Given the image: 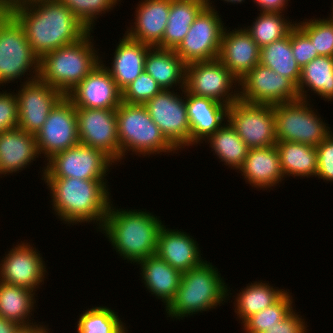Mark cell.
Here are the masks:
<instances>
[{"mask_svg": "<svg viewBox=\"0 0 333 333\" xmlns=\"http://www.w3.org/2000/svg\"><path fill=\"white\" fill-rule=\"evenodd\" d=\"M7 12L22 26L39 59L52 50L79 41L89 32L70 8L57 0L11 7Z\"/></svg>", "mask_w": 333, "mask_h": 333, "instance_id": "cell-1", "label": "cell"}, {"mask_svg": "<svg viewBox=\"0 0 333 333\" xmlns=\"http://www.w3.org/2000/svg\"><path fill=\"white\" fill-rule=\"evenodd\" d=\"M50 190L52 210L67 226L97 224L98 232L112 203L108 180L42 178Z\"/></svg>", "mask_w": 333, "mask_h": 333, "instance_id": "cell-2", "label": "cell"}, {"mask_svg": "<svg viewBox=\"0 0 333 333\" xmlns=\"http://www.w3.org/2000/svg\"><path fill=\"white\" fill-rule=\"evenodd\" d=\"M164 223L160 216L144 209H123L109 206L102 228L112 249L126 263L137 264L139 261L156 253L158 234Z\"/></svg>", "mask_w": 333, "mask_h": 333, "instance_id": "cell-3", "label": "cell"}, {"mask_svg": "<svg viewBox=\"0 0 333 333\" xmlns=\"http://www.w3.org/2000/svg\"><path fill=\"white\" fill-rule=\"evenodd\" d=\"M228 284L212 262L182 273L174 300L165 309L166 317L174 321L198 313L209 312L228 301Z\"/></svg>", "mask_w": 333, "mask_h": 333, "instance_id": "cell-4", "label": "cell"}, {"mask_svg": "<svg viewBox=\"0 0 333 333\" xmlns=\"http://www.w3.org/2000/svg\"><path fill=\"white\" fill-rule=\"evenodd\" d=\"M89 31L79 41L44 54L39 60L38 78L66 95L100 62L101 55Z\"/></svg>", "mask_w": 333, "mask_h": 333, "instance_id": "cell-5", "label": "cell"}, {"mask_svg": "<svg viewBox=\"0 0 333 333\" xmlns=\"http://www.w3.org/2000/svg\"><path fill=\"white\" fill-rule=\"evenodd\" d=\"M116 118L120 164L124 163L122 160H125V155L130 152L131 155L145 158L154 154H178L179 151L161 133L144 105L127 104L122 101L116 109Z\"/></svg>", "mask_w": 333, "mask_h": 333, "instance_id": "cell-6", "label": "cell"}, {"mask_svg": "<svg viewBox=\"0 0 333 333\" xmlns=\"http://www.w3.org/2000/svg\"><path fill=\"white\" fill-rule=\"evenodd\" d=\"M39 60L22 26L9 12L0 11V88L16 79L21 84L38 79Z\"/></svg>", "mask_w": 333, "mask_h": 333, "instance_id": "cell-7", "label": "cell"}, {"mask_svg": "<svg viewBox=\"0 0 333 333\" xmlns=\"http://www.w3.org/2000/svg\"><path fill=\"white\" fill-rule=\"evenodd\" d=\"M311 100H301L273 105L277 142L290 141L317 147L331 133Z\"/></svg>", "mask_w": 333, "mask_h": 333, "instance_id": "cell-8", "label": "cell"}, {"mask_svg": "<svg viewBox=\"0 0 333 333\" xmlns=\"http://www.w3.org/2000/svg\"><path fill=\"white\" fill-rule=\"evenodd\" d=\"M43 166L42 178H77L107 180L110 170L117 163L104 151L78 144L49 158ZM108 172V173H107Z\"/></svg>", "mask_w": 333, "mask_h": 333, "instance_id": "cell-9", "label": "cell"}, {"mask_svg": "<svg viewBox=\"0 0 333 333\" xmlns=\"http://www.w3.org/2000/svg\"><path fill=\"white\" fill-rule=\"evenodd\" d=\"M206 3L207 6L198 14L186 36L174 50L186 65L215 60L219 56L222 35L226 26L214 1L206 0Z\"/></svg>", "mask_w": 333, "mask_h": 333, "instance_id": "cell-10", "label": "cell"}, {"mask_svg": "<svg viewBox=\"0 0 333 333\" xmlns=\"http://www.w3.org/2000/svg\"><path fill=\"white\" fill-rule=\"evenodd\" d=\"M184 90L227 106L239 100V80L219 59L187 64Z\"/></svg>", "mask_w": 333, "mask_h": 333, "instance_id": "cell-11", "label": "cell"}, {"mask_svg": "<svg viewBox=\"0 0 333 333\" xmlns=\"http://www.w3.org/2000/svg\"><path fill=\"white\" fill-rule=\"evenodd\" d=\"M161 90L144 104L149 116L165 138L178 150L191 148V130L185 90ZM183 98V99H182Z\"/></svg>", "mask_w": 333, "mask_h": 333, "instance_id": "cell-12", "label": "cell"}, {"mask_svg": "<svg viewBox=\"0 0 333 333\" xmlns=\"http://www.w3.org/2000/svg\"><path fill=\"white\" fill-rule=\"evenodd\" d=\"M227 121L249 149L277 143L271 105L250 104L239 99L228 106Z\"/></svg>", "mask_w": 333, "mask_h": 333, "instance_id": "cell-13", "label": "cell"}, {"mask_svg": "<svg viewBox=\"0 0 333 333\" xmlns=\"http://www.w3.org/2000/svg\"><path fill=\"white\" fill-rule=\"evenodd\" d=\"M239 99L273 106L300 98L297 86L290 79L259 63L239 81Z\"/></svg>", "mask_w": 333, "mask_h": 333, "instance_id": "cell-14", "label": "cell"}, {"mask_svg": "<svg viewBox=\"0 0 333 333\" xmlns=\"http://www.w3.org/2000/svg\"><path fill=\"white\" fill-rule=\"evenodd\" d=\"M27 240L13 244L0 260V281L36 291L41 289L47 274L46 262L40 251Z\"/></svg>", "mask_w": 333, "mask_h": 333, "instance_id": "cell-15", "label": "cell"}, {"mask_svg": "<svg viewBox=\"0 0 333 333\" xmlns=\"http://www.w3.org/2000/svg\"><path fill=\"white\" fill-rule=\"evenodd\" d=\"M35 137L40 158H45V163L56 153L80 143L76 108L66 96L52 109Z\"/></svg>", "mask_w": 333, "mask_h": 333, "instance_id": "cell-16", "label": "cell"}, {"mask_svg": "<svg viewBox=\"0 0 333 333\" xmlns=\"http://www.w3.org/2000/svg\"><path fill=\"white\" fill-rule=\"evenodd\" d=\"M65 95L38 79L20 84L18 100V128L36 135L49 113Z\"/></svg>", "mask_w": 333, "mask_h": 333, "instance_id": "cell-17", "label": "cell"}, {"mask_svg": "<svg viewBox=\"0 0 333 333\" xmlns=\"http://www.w3.org/2000/svg\"><path fill=\"white\" fill-rule=\"evenodd\" d=\"M76 116L80 144L104 151L118 164L120 143L116 110L76 108Z\"/></svg>", "mask_w": 333, "mask_h": 333, "instance_id": "cell-18", "label": "cell"}, {"mask_svg": "<svg viewBox=\"0 0 333 333\" xmlns=\"http://www.w3.org/2000/svg\"><path fill=\"white\" fill-rule=\"evenodd\" d=\"M65 96L75 108L116 110L122 102V92L101 62Z\"/></svg>", "mask_w": 333, "mask_h": 333, "instance_id": "cell-19", "label": "cell"}, {"mask_svg": "<svg viewBox=\"0 0 333 333\" xmlns=\"http://www.w3.org/2000/svg\"><path fill=\"white\" fill-rule=\"evenodd\" d=\"M243 27V28H242ZM242 27H225L218 59L240 81L260 60V47ZM229 29V30H228Z\"/></svg>", "mask_w": 333, "mask_h": 333, "instance_id": "cell-20", "label": "cell"}, {"mask_svg": "<svg viewBox=\"0 0 333 333\" xmlns=\"http://www.w3.org/2000/svg\"><path fill=\"white\" fill-rule=\"evenodd\" d=\"M166 226L164 224L159 231L155 254L182 273L201 265L206 258L201 256L196 238L182 229Z\"/></svg>", "mask_w": 333, "mask_h": 333, "instance_id": "cell-21", "label": "cell"}, {"mask_svg": "<svg viewBox=\"0 0 333 333\" xmlns=\"http://www.w3.org/2000/svg\"><path fill=\"white\" fill-rule=\"evenodd\" d=\"M171 0H141L125 35L132 40L156 47L163 38L168 22ZM131 26V27H130Z\"/></svg>", "mask_w": 333, "mask_h": 333, "instance_id": "cell-22", "label": "cell"}, {"mask_svg": "<svg viewBox=\"0 0 333 333\" xmlns=\"http://www.w3.org/2000/svg\"><path fill=\"white\" fill-rule=\"evenodd\" d=\"M237 173H241L250 186L269 192L285 180L276 145L249 149Z\"/></svg>", "mask_w": 333, "mask_h": 333, "instance_id": "cell-23", "label": "cell"}, {"mask_svg": "<svg viewBox=\"0 0 333 333\" xmlns=\"http://www.w3.org/2000/svg\"><path fill=\"white\" fill-rule=\"evenodd\" d=\"M39 156L35 135L20 128L0 133V178L29 168Z\"/></svg>", "mask_w": 333, "mask_h": 333, "instance_id": "cell-24", "label": "cell"}, {"mask_svg": "<svg viewBox=\"0 0 333 333\" xmlns=\"http://www.w3.org/2000/svg\"><path fill=\"white\" fill-rule=\"evenodd\" d=\"M191 146H198L227 122L228 106L211 98L185 92Z\"/></svg>", "mask_w": 333, "mask_h": 333, "instance_id": "cell-25", "label": "cell"}, {"mask_svg": "<svg viewBox=\"0 0 333 333\" xmlns=\"http://www.w3.org/2000/svg\"><path fill=\"white\" fill-rule=\"evenodd\" d=\"M122 37L115 45L111 66H106V60L101 56V63L109 71L121 92L144 71L146 55L152 48L148 44L130 39L125 34Z\"/></svg>", "mask_w": 333, "mask_h": 333, "instance_id": "cell-26", "label": "cell"}, {"mask_svg": "<svg viewBox=\"0 0 333 333\" xmlns=\"http://www.w3.org/2000/svg\"><path fill=\"white\" fill-rule=\"evenodd\" d=\"M136 265L140 267V277L146 291L163 302L162 305L166 309L174 300L180 286L182 272L156 254L139 261Z\"/></svg>", "mask_w": 333, "mask_h": 333, "instance_id": "cell-27", "label": "cell"}, {"mask_svg": "<svg viewBox=\"0 0 333 333\" xmlns=\"http://www.w3.org/2000/svg\"><path fill=\"white\" fill-rule=\"evenodd\" d=\"M185 67L174 50L152 47L146 55L144 71L162 90H176L177 87L180 92L185 88Z\"/></svg>", "mask_w": 333, "mask_h": 333, "instance_id": "cell-28", "label": "cell"}, {"mask_svg": "<svg viewBox=\"0 0 333 333\" xmlns=\"http://www.w3.org/2000/svg\"><path fill=\"white\" fill-rule=\"evenodd\" d=\"M252 282L246 284V287L240 288L241 291L235 293L237 296L233 295L230 287H228V300L233 297L234 313L237 314L236 319L241 324L254 313H258L276 303L288 290L274 287L269 281L258 280V282Z\"/></svg>", "mask_w": 333, "mask_h": 333, "instance_id": "cell-29", "label": "cell"}, {"mask_svg": "<svg viewBox=\"0 0 333 333\" xmlns=\"http://www.w3.org/2000/svg\"><path fill=\"white\" fill-rule=\"evenodd\" d=\"M206 6V0H171L163 38L156 47L175 50L186 36L198 14Z\"/></svg>", "mask_w": 333, "mask_h": 333, "instance_id": "cell-30", "label": "cell"}, {"mask_svg": "<svg viewBox=\"0 0 333 333\" xmlns=\"http://www.w3.org/2000/svg\"><path fill=\"white\" fill-rule=\"evenodd\" d=\"M297 89L301 100H311L309 94L313 92L325 102H332L333 57L318 56L303 66Z\"/></svg>", "mask_w": 333, "mask_h": 333, "instance_id": "cell-31", "label": "cell"}, {"mask_svg": "<svg viewBox=\"0 0 333 333\" xmlns=\"http://www.w3.org/2000/svg\"><path fill=\"white\" fill-rule=\"evenodd\" d=\"M36 297L34 291L0 281V316L19 326L37 323L32 319L37 307Z\"/></svg>", "mask_w": 333, "mask_h": 333, "instance_id": "cell-32", "label": "cell"}, {"mask_svg": "<svg viewBox=\"0 0 333 333\" xmlns=\"http://www.w3.org/2000/svg\"><path fill=\"white\" fill-rule=\"evenodd\" d=\"M285 179L287 177H315L317 175V149L298 142L279 141L276 144Z\"/></svg>", "mask_w": 333, "mask_h": 333, "instance_id": "cell-33", "label": "cell"}, {"mask_svg": "<svg viewBox=\"0 0 333 333\" xmlns=\"http://www.w3.org/2000/svg\"><path fill=\"white\" fill-rule=\"evenodd\" d=\"M203 142L209 144L211 152L220 160L219 163L224 162L223 165L237 172L243 166L249 151L248 146L228 121Z\"/></svg>", "mask_w": 333, "mask_h": 333, "instance_id": "cell-34", "label": "cell"}, {"mask_svg": "<svg viewBox=\"0 0 333 333\" xmlns=\"http://www.w3.org/2000/svg\"><path fill=\"white\" fill-rule=\"evenodd\" d=\"M259 63L298 85L301 67L297 64L291 48V31L285 37L260 49Z\"/></svg>", "mask_w": 333, "mask_h": 333, "instance_id": "cell-35", "label": "cell"}, {"mask_svg": "<svg viewBox=\"0 0 333 333\" xmlns=\"http://www.w3.org/2000/svg\"><path fill=\"white\" fill-rule=\"evenodd\" d=\"M258 14L251 25L245 26L244 29L260 48L285 37L296 26L297 21L290 20L284 13L259 12Z\"/></svg>", "mask_w": 333, "mask_h": 333, "instance_id": "cell-36", "label": "cell"}, {"mask_svg": "<svg viewBox=\"0 0 333 333\" xmlns=\"http://www.w3.org/2000/svg\"><path fill=\"white\" fill-rule=\"evenodd\" d=\"M78 318L77 333H125L128 330L118 312L103 305L83 310Z\"/></svg>", "mask_w": 333, "mask_h": 333, "instance_id": "cell-37", "label": "cell"}, {"mask_svg": "<svg viewBox=\"0 0 333 333\" xmlns=\"http://www.w3.org/2000/svg\"><path fill=\"white\" fill-rule=\"evenodd\" d=\"M291 294L288 289L276 303L248 317L241 324L244 333H262L265 328L280 323L295 308V304H293L295 301Z\"/></svg>", "mask_w": 333, "mask_h": 333, "instance_id": "cell-38", "label": "cell"}, {"mask_svg": "<svg viewBox=\"0 0 333 333\" xmlns=\"http://www.w3.org/2000/svg\"><path fill=\"white\" fill-rule=\"evenodd\" d=\"M321 18L303 19L296 26L311 40L319 56L333 57V15Z\"/></svg>", "mask_w": 333, "mask_h": 333, "instance_id": "cell-39", "label": "cell"}, {"mask_svg": "<svg viewBox=\"0 0 333 333\" xmlns=\"http://www.w3.org/2000/svg\"><path fill=\"white\" fill-rule=\"evenodd\" d=\"M62 2L74 13V15L89 30H95L97 19L111 12L115 6L121 4V0H57ZM104 14V15H103Z\"/></svg>", "mask_w": 333, "mask_h": 333, "instance_id": "cell-40", "label": "cell"}, {"mask_svg": "<svg viewBox=\"0 0 333 333\" xmlns=\"http://www.w3.org/2000/svg\"><path fill=\"white\" fill-rule=\"evenodd\" d=\"M161 90L155 79L143 71L122 91V101L127 104L144 105Z\"/></svg>", "mask_w": 333, "mask_h": 333, "instance_id": "cell-41", "label": "cell"}, {"mask_svg": "<svg viewBox=\"0 0 333 333\" xmlns=\"http://www.w3.org/2000/svg\"><path fill=\"white\" fill-rule=\"evenodd\" d=\"M8 90L0 91V133L18 128V100L15 91Z\"/></svg>", "mask_w": 333, "mask_h": 333, "instance_id": "cell-42", "label": "cell"}, {"mask_svg": "<svg viewBox=\"0 0 333 333\" xmlns=\"http://www.w3.org/2000/svg\"><path fill=\"white\" fill-rule=\"evenodd\" d=\"M291 48L301 68L319 56L311 40L297 26L291 30Z\"/></svg>", "mask_w": 333, "mask_h": 333, "instance_id": "cell-43", "label": "cell"}, {"mask_svg": "<svg viewBox=\"0 0 333 333\" xmlns=\"http://www.w3.org/2000/svg\"><path fill=\"white\" fill-rule=\"evenodd\" d=\"M317 175L324 182L333 183V132L317 147Z\"/></svg>", "mask_w": 333, "mask_h": 333, "instance_id": "cell-44", "label": "cell"}, {"mask_svg": "<svg viewBox=\"0 0 333 333\" xmlns=\"http://www.w3.org/2000/svg\"><path fill=\"white\" fill-rule=\"evenodd\" d=\"M298 313L300 312H296V308L293 309L280 323L270 328H265L262 333H310V330L307 329L309 326H307L305 318Z\"/></svg>", "mask_w": 333, "mask_h": 333, "instance_id": "cell-45", "label": "cell"}, {"mask_svg": "<svg viewBox=\"0 0 333 333\" xmlns=\"http://www.w3.org/2000/svg\"><path fill=\"white\" fill-rule=\"evenodd\" d=\"M290 0H253L260 12H284Z\"/></svg>", "mask_w": 333, "mask_h": 333, "instance_id": "cell-46", "label": "cell"}, {"mask_svg": "<svg viewBox=\"0 0 333 333\" xmlns=\"http://www.w3.org/2000/svg\"><path fill=\"white\" fill-rule=\"evenodd\" d=\"M40 323V324H39ZM45 322H38L30 325L19 326L15 333H52L49 325H44Z\"/></svg>", "mask_w": 333, "mask_h": 333, "instance_id": "cell-47", "label": "cell"}, {"mask_svg": "<svg viewBox=\"0 0 333 333\" xmlns=\"http://www.w3.org/2000/svg\"><path fill=\"white\" fill-rule=\"evenodd\" d=\"M18 324L0 316V333H15Z\"/></svg>", "mask_w": 333, "mask_h": 333, "instance_id": "cell-48", "label": "cell"}, {"mask_svg": "<svg viewBox=\"0 0 333 333\" xmlns=\"http://www.w3.org/2000/svg\"><path fill=\"white\" fill-rule=\"evenodd\" d=\"M39 1L45 0H11V7H21Z\"/></svg>", "mask_w": 333, "mask_h": 333, "instance_id": "cell-49", "label": "cell"}, {"mask_svg": "<svg viewBox=\"0 0 333 333\" xmlns=\"http://www.w3.org/2000/svg\"><path fill=\"white\" fill-rule=\"evenodd\" d=\"M11 8V0H0V11H8Z\"/></svg>", "mask_w": 333, "mask_h": 333, "instance_id": "cell-50", "label": "cell"}, {"mask_svg": "<svg viewBox=\"0 0 333 333\" xmlns=\"http://www.w3.org/2000/svg\"><path fill=\"white\" fill-rule=\"evenodd\" d=\"M221 1H223L224 3L226 2V3H231L232 5L233 4H241L242 2L244 3L246 0H221Z\"/></svg>", "mask_w": 333, "mask_h": 333, "instance_id": "cell-51", "label": "cell"}, {"mask_svg": "<svg viewBox=\"0 0 333 333\" xmlns=\"http://www.w3.org/2000/svg\"><path fill=\"white\" fill-rule=\"evenodd\" d=\"M332 2H333V1H332ZM332 4H333V3H332ZM331 8H332V10H330V11H332V13H331V14L333 15V5H332V7H331Z\"/></svg>", "mask_w": 333, "mask_h": 333, "instance_id": "cell-52", "label": "cell"}]
</instances>
